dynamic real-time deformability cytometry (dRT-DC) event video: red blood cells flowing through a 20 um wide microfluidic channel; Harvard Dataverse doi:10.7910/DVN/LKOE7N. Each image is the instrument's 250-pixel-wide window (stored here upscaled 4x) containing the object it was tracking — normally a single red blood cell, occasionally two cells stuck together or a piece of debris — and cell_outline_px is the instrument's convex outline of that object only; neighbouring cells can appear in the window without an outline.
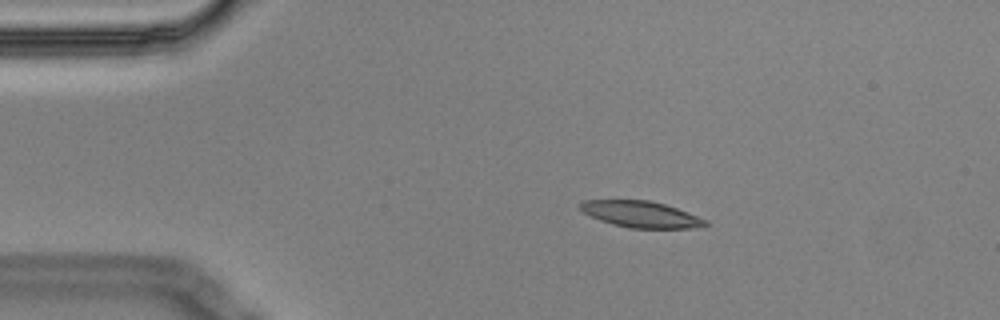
{"species": "Egyptian fruit bat (a non-hibernating species)", "species_latin": "Rousettus aegyptiacus", "temperature_condition": "cold", "stored_images_in_passage": 5, "camera_frame_rate_fps": 3000, "um_per_image_px": 0.085, "animal": {"sex": "male"}, "frame": {"image": 1, "passage_image": 3, "time_ms": 0.667, "image_size_px": [1000, 320], "cell_outline_px": [[708, 224], [696, 228], [628, 228], [612, 224], [600, 220], [584, 212], [580, 208], [580, 204], [584, 200], [648, 200], [664, 204], [676, 208], [708, 220]], "centroid_in_image_um": [54.49, 18.22], "position_along_channel_um": 30.5, "area_um2": 19.02}}